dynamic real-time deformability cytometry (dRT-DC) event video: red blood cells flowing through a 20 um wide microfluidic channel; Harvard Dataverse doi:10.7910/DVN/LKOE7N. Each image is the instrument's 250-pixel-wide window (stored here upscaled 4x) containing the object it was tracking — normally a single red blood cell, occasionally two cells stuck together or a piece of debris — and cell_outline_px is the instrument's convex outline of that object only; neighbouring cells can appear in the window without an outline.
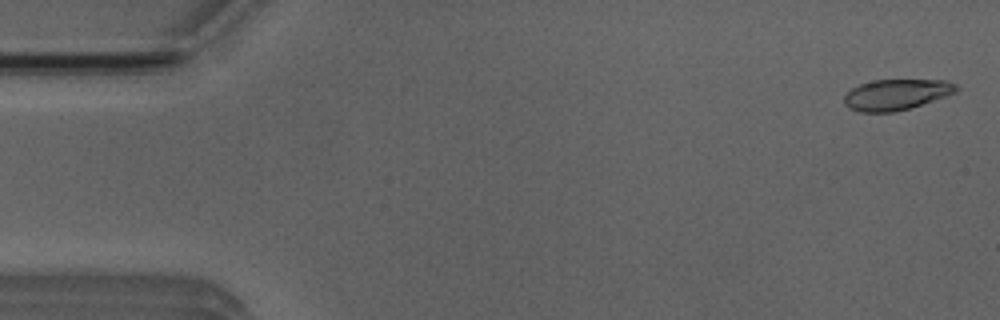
{"species": "Egyptian fruit bat (a non-hibernating species)", "species_latin": "Rousettus aegyptiacus", "temperature_condition": "room temperature", "stored_images_in_passage": 52, "camera_frame_rate_fps": 3000, "um_per_image_px": 0.085, "animal": {"sex": "male"}, "frame": {"image": 1, "passage_image": 2, "time_ms": 0.333, "image_size_px": [1000, 320], "cell_outline_px": [[960, 88], [956, 92], [896, 112], [860, 112], [848, 108], [844, 104], [844, 96], [852, 88], [860, 84], [872, 80], [944, 80], [956, 84]], "centroid_in_image_um": [76.15, 8.03], "position_along_channel_um": 8.9, "area_um2": 19.94}}
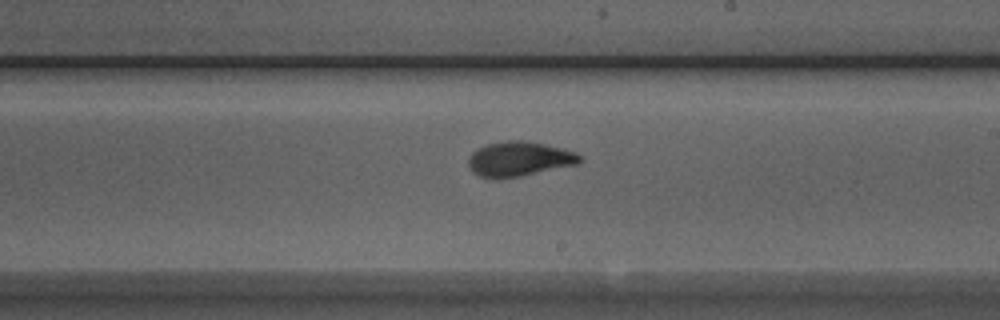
{"frame": {"image": 2, "passage_image": 30, "time_ms": 9.667, "image_size_px": [1000, 320], "cell_outline_px": [[580, 164], [520, 176], [496, 180], [480, 176], [472, 172], [468, 164], [468, 160], [472, 152], [488, 144], [508, 140], [524, 140], [564, 148], [576, 152], [580, 156]], "centroid_in_image_um": [44.14, 13.52], "position_along_channel_um": 244.9, "area_um2": 22.66}}
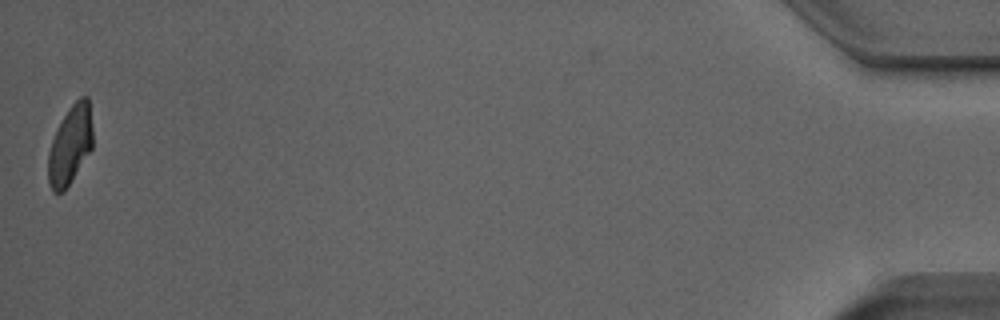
{"frame": {"image": 3, "passage_image": 52, "time_ms": 17.0, "image_size_px": [1000, 320], "cell_outline_px": [[92, 148], [64, 192], [52, 192], [48, 184], [48, 152], [52, 140], [64, 116], [72, 104], [80, 96], [88, 96], [92, 128]], "centroid_in_image_um": [5.96, 12.35], "position_along_channel_um": 429.2, "area_um2": 20.23}, "authors_computed_cell_mechanics": {"area_um2": 21.2704, "velocity_mm_per_s": 3.9151, "shape_relaxation_time_tau1_ms": 2.5947, "shape_relaxation_time_tau2_ms": 0.8999, "deformation_change_tau1": 0.1623, "deformation_change_tau2": 0.0797}}